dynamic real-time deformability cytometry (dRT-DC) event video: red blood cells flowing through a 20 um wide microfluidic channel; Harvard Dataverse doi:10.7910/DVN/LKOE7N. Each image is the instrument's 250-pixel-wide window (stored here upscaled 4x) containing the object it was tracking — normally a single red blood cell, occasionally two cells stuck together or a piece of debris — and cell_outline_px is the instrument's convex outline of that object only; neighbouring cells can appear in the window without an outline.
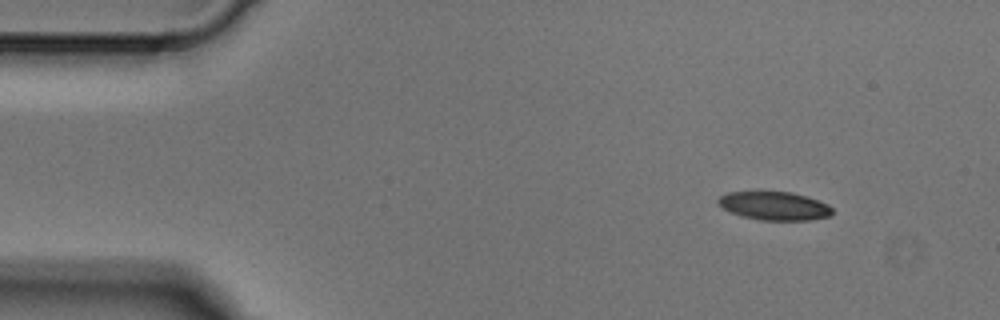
{"species": "Egyptian fruit bat (a non-hibernating species)", "species_latin": "Rousettus aegyptiacus", "temperature_condition": "cold", "stored_images_in_passage": 3, "camera_frame_rate_fps": 3000, "um_per_image_px": 0.085, "animal": {"sex": "male"}, "frame": {"image": 1, "passage_image": 1, "time_ms": 0.0, "image_size_px": [1000, 320], "cell_outline_px": [[832, 212], [828, 216], [808, 220], [760, 220], [744, 216], [732, 212], [716, 204], [716, 200], [720, 196], [728, 192], [792, 192], [808, 196], [828, 204], [832, 208]], "centroid_in_image_um": [65.81, 17.49], "position_along_channel_um": 19.2, "area_um2": 18.79}}